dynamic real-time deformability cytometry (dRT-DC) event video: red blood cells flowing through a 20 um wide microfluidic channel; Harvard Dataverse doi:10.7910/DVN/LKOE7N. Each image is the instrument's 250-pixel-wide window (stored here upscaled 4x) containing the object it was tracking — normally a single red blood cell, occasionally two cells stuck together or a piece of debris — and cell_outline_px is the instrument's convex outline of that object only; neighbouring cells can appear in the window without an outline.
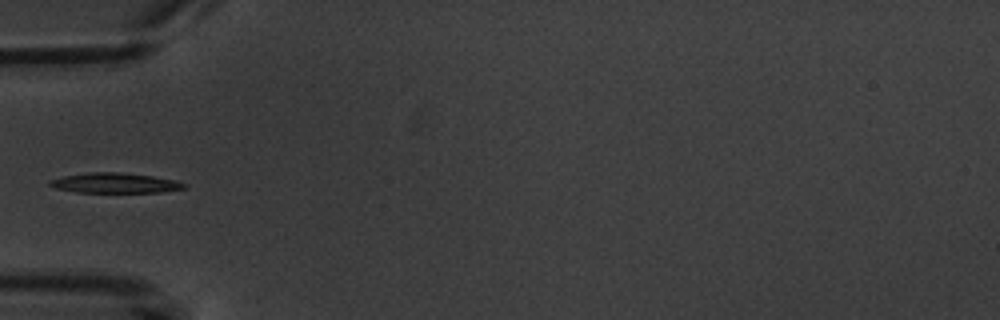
{"species": "common noctule bat (a hibernating species)", "species_latin": "Nyctalus noctula", "temperature_condition": "warm", "stored_images_in_passage": 4, "camera_frame_rate_fps": 3000, "um_per_image_px": 0.085, "animal": {"sex": "male", "body_mass_g": 20.1, "forearm_length_mm": 53.5}, "frame": {"image": 1, "passage_image": 4, "time_ms": 5.0, "image_size_px": [1000, 320], "cell_outline_px": [[188, 184], [184, 188], [160, 192], [76, 192], [56, 188], [48, 184], [48, 180], [64, 176], [88, 172], [116, 172], [152, 176], [172, 180]], "centroid_in_image_um": [9.72, 15.55], "position_along_channel_um": 75.3, "area_um2": 15.49}}